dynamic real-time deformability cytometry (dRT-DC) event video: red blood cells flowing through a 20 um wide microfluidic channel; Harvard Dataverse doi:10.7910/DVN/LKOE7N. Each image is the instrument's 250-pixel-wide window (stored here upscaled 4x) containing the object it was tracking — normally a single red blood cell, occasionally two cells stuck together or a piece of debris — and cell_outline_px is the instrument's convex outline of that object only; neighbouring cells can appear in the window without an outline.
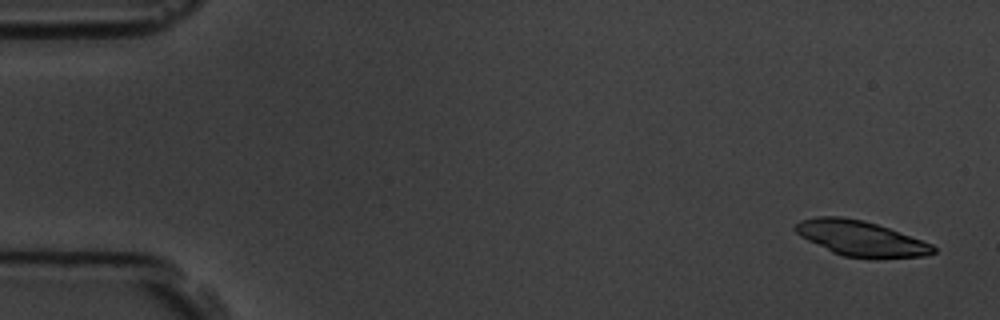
{"species": "common noctule bat (a hibernating species)", "species_latin": "Nyctalus noctula", "temperature_condition": "room temperature", "stored_images_in_passage": 5, "camera_frame_rate_fps": 3000, "um_per_image_px": 0.085, "animal": {"sex": "male", "body_mass_g": 19.5, "forearm_length_mm": 54.6}, "frame": {"image": 1, "passage_image": 1, "time_ms": 0.0, "image_size_px": [1000, 320], "cell_outline_px": [[936, 252], [924, 256], [844, 256], [832, 252], [800, 236], [792, 228], [800, 220], [816, 216], [840, 216], [864, 220], [888, 228], [932, 244], [936, 248]], "centroid_in_image_um": [73.09, 20.22], "position_along_channel_um": 11.9, "area_um2": 27.46}}